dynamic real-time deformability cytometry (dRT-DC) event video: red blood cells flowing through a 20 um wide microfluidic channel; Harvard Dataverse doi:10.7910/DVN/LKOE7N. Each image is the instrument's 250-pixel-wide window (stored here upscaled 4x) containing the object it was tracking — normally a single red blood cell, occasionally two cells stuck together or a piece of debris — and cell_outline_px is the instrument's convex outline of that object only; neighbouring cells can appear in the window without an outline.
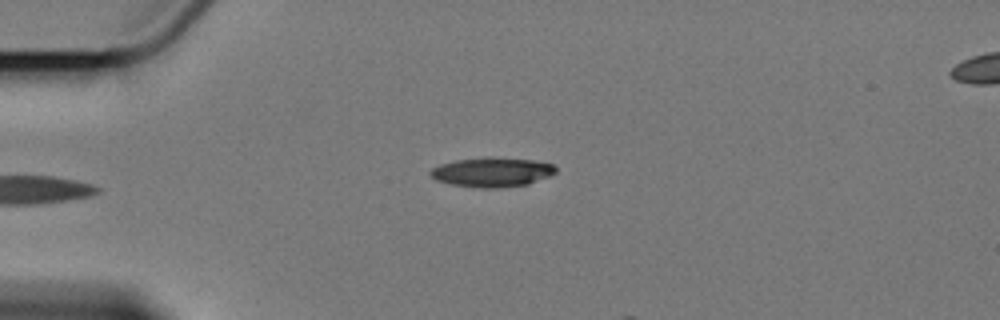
{"species": "Egyptian fruit bat (a non-hibernating species)", "species_latin": "Rousettus aegyptiacus", "temperature_condition": "cold", "stored_images_in_passage": 3, "segment_of_instrument_passage": [1, 2], "camera_frame_rate_fps": 3000, "um_per_image_px": 0.085, "animal": {"sex": "female"}, "frame": {"image": 1, "passage_image": 1, "time_ms": 0.0, "image_size_px": [1000, 320], "cell_outline_px": [[556, 172], [552, 176], [528, 184], [500, 188], [480, 188], [452, 184], [436, 180], [428, 172], [432, 168], [440, 164], [456, 160], [532, 160], [552, 164], [556, 168]], "centroid_in_image_um": [41.84, 14.69], "position_along_channel_um": 43.2, "area_um2": 20.58}}